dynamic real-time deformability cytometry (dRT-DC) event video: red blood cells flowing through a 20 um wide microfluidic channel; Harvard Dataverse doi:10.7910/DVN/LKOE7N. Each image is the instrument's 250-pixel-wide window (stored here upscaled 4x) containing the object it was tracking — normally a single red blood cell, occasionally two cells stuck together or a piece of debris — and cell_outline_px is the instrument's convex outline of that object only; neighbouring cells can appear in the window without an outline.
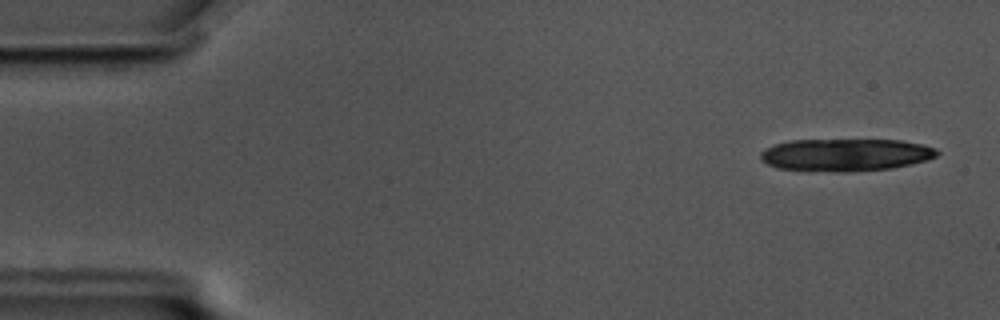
{"species": "common noctule bat (a hibernating species)", "species_latin": "Nyctalus noctula", "temperature_condition": "cold", "stored_images_in_passage": 13, "camera_frame_rate_fps": 3000, "um_per_image_px": 0.085, "animal": {"sex": "male", "body_mass_g": 17.5, "forearm_length_mm": 52.3}, "frame": {"image": 1, "passage_image": 3, "time_ms": 0.667, "image_size_px": [1000, 320], "cell_outline_px": [[940, 152], [936, 156], [928, 160], [912, 164], [892, 168], [844, 172], [836, 172], [776, 168], [760, 160], [760, 152], [764, 148], [772, 144], [792, 140], [900, 140], [920, 144], [936, 148]], "centroid_in_image_um": [71.85, 13.16], "position_along_channel_um": 13.1, "area_um2": 33.58}}